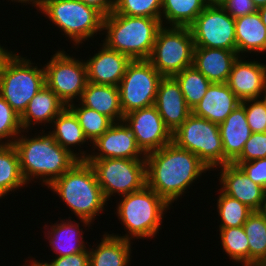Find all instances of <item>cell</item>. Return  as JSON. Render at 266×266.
I'll use <instances>...</instances> for the list:
<instances>
[{
    "mask_svg": "<svg viewBox=\"0 0 266 266\" xmlns=\"http://www.w3.org/2000/svg\"><path fill=\"white\" fill-rule=\"evenodd\" d=\"M235 36L239 56L266 53V26L258 11L235 19Z\"/></svg>",
    "mask_w": 266,
    "mask_h": 266,
    "instance_id": "484cf974",
    "label": "cell"
},
{
    "mask_svg": "<svg viewBox=\"0 0 266 266\" xmlns=\"http://www.w3.org/2000/svg\"><path fill=\"white\" fill-rule=\"evenodd\" d=\"M259 99L262 101V103L265 105V108H266V85H265L264 91L260 95Z\"/></svg>",
    "mask_w": 266,
    "mask_h": 266,
    "instance_id": "f907efd6",
    "label": "cell"
},
{
    "mask_svg": "<svg viewBox=\"0 0 266 266\" xmlns=\"http://www.w3.org/2000/svg\"><path fill=\"white\" fill-rule=\"evenodd\" d=\"M257 11L261 17L262 23L266 26V5L259 8Z\"/></svg>",
    "mask_w": 266,
    "mask_h": 266,
    "instance_id": "bcb514c9",
    "label": "cell"
},
{
    "mask_svg": "<svg viewBox=\"0 0 266 266\" xmlns=\"http://www.w3.org/2000/svg\"><path fill=\"white\" fill-rule=\"evenodd\" d=\"M218 126L225 165L232 163L241 154L246 141L252 134L247 122L245 106L242 103L239 104Z\"/></svg>",
    "mask_w": 266,
    "mask_h": 266,
    "instance_id": "44dd1931",
    "label": "cell"
},
{
    "mask_svg": "<svg viewBox=\"0 0 266 266\" xmlns=\"http://www.w3.org/2000/svg\"><path fill=\"white\" fill-rule=\"evenodd\" d=\"M217 212L220 217L219 228L239 227L247 221L248 216L253 212L247 205L224 194L218 189Z\"/></svg>",
    "mask_w": 266,
    "mask_h": 266,
    "instance_id": "e575fe53",
    "label": "cell"
},
{
    "mask_svg": "<svg viewBox=\"0 0 266 266\" xmlns=\"http://www.w3.org/2000/svg\"><path fill=\"white\" fill-rule=\"evenodd\" d=\"M123 121L133 133L137 145L148 154L172 142V133L165 126L155 105L124 115Z\"/></svg>",
    "mask_w": 266,
    "mask_h": 266,
    "instance_id": "5bb4252c",
    "label": "cell"
},
{
    "mask_svg": "<svg viewBox=\"0 0 266 266\" xmlns=\"http://www.w3.org/2000/svg\"><path fill=\"white\" fill-rule=\"evenodd\" d=\"M162 78L148 60H132L118 86L123 114L155 105Z\"/></svg>",
    "mask_w": 266,
    "mask_h": 266,
    "instance_id": "7c38bea8",
    "label": "cell"
},
{
    "mask_svg": "<svg viewBox=\"0 0 266 266\" xmlns=\"http://www.w3.org/2000/svg\"><path fill=\"white\" fill-rule=\"evenodd\" d=\"M22 130L20 115L0 95V144H13Z\"/></svg>",
    "mask_w": 266,
    "mask_h": 266,
    "instance_id": "8d00e7d4",
    "label": "cell"
},
{
    "mask_svg": "<svg viewBox=\"0 0 266 266\" xmlns=\"http://www.w3.org/2000/svg\"><path fill=\"white\" fill-rule=\"evenodd\" d=\"M66 107L59 97L46 85L30 100L26 110L20 116L23 130H33L35 125L51 124ZM32 125V128H31ZM34 125V126H33Z\"/></svg>",
    "mask_w": 266,
    "mask_h": 266,
    "instance_id": "d4e9b609",
    "label": "cell"
},
{
    "mask_svg": "<svg viewBox=\"0 0 266 266\" xmlns=\"http://www.w3.org/2000/svg\"><path fill=\"white\" fill-rule=\"evenodd\" d=\"M161 26L158 19L111 12L103 20L102 41L131 60H148Z\"/></svg>",
    "mask_w": 266,
    "mask_h": 266,
    "instance_id": "277c9868",
    "label": "cell"
},
{
    "mask_svg": "<svg viewBox=\"0 0 266 266\" xmlns=\"http://www.w3.org/2000/svg\"><path fill=\"white\" fill-rule=\"evenodd\" d=\"M71 218L61 219L60 223L58 220L50 225L47 233H44L47 240H49V246L57 255L55 257L69 256L88 249L85 245L88 242L85 243L83 240L85 231L80 227L78 220H71Z\"/></svg>",
    "mask_w": 266,
    "mask_h": 266,
    "instance_id": "cb8c5ba5",
    "label": "cell"
},
{
    "mask_svg": "<svg viewBox=\"0 0 266 266\" xmlns=\"http://www.w3.org/2000/svg\"><path fill=\"white\" fill-rule=\"evenodd\" d=\"M239 104L241 101L227 83H211L192 113L219 125Z\"/></svg>",
    "mask_w": 266,
    "mask_h": 266,
    "instance_id": "ffe728a7",
    "label": "cell"
},
{
    "mask_svg": "<svg viewBox=\"0 0 266 266\" xmlns=\"http://www.w3.org/2000/svg\"><path fill=\"white\" fill-rule=\"evenodd\" d=\"M92 166L106 201L123 196L147 185L145 159H87ZM115 194V195H114Z\"/></svg>",
    "mask_w": 266,
    "mask_h": 266,
    "instance_id": "30bf717a",
    "label": "cell"
},
{
    "mask_svg": "<svg viewBox=\"0 0 266 266\" xmlns=\"http://www.w3.org/2000/svg\"><path fill=\"white\" fill-rule=\"evenodd\" d=\"M92 144L93 145H91V147L93 148V152L89 155L87 159L146 158V154L137 145L133 133L124 121L114 122Z\"/></svg>",
    "mask_w": 266,
    "mask_h": 266,
    "instance_id": "9a60e30c",
    "label": "cell"
},
{
    "mask_svg": "<svg viewBox=\"0 0 266 266\" xmlns=\"http://www.w3.org/2000/svg\"><path fill=\"white\" fill-rule=\"evenodd\" d=\"M261 158H266V133H252L241 154L232 163L241 164Z\"/></svg>",
    "mask_w": 266,
    "mask_h": 266,
    "instance_id": "74e56055",
    "label": "cell"
},
{
    "mask_svg": "<svg viewBox=\"0 0 266 266\" xmlns=\"http://www.w3.org/2000/svg\"><path fill=\"white\" fill-rule=\"evenodd\" d=\"M218 168L220 190L253 211H258L262 204L264 188L254 183L236 164L228 163Z\"/></svg>",
    "mask_w": 266,
    "mask_h": 266,
    "instance_id": "ac0fdd59",
    "label": "cell"
},
{
    "mask_svg": "<svg viewBox=\"0 0 266 266\" xmlns=\"http://www.w3.org/2000/svg\"><path fill=\"white\" fill-rule=\"evenodd\" d=\"M46 0H36V10L38 11V8L40 7L41 4H43Z\"/></svg>",
    "mask_w": 266,
    "mask_h": 266,
    "instance_id": "f5cc1de1",
    "label": "cell"
},
{
    "mask_svg": "<svg viewBox=\"0 0 266 266\" xmlns=\"http://www.w3.org/2000/svg\"><path fill=\"white\" fill-rule=\"evenodd\" d=\"M243 229L249 243V266H266V218L253 211Z\"/></svg>",
    "mask_w": 266,
    "mask_h": 266,
    "instance_id": "4dcf8cb0",
    "label": "cell"
},
{
    "mask_svg": "<svg viewBox=\"0 0 266 266\" xmlns=\"http://www.w3.org/2000/svg\"><path fill=\"white\" fill-rule=\"evenodd\" d=\"M33 259L27 260V266H43L41 263L37 262L34 257Z\"/></svg>",
    "mask_w": 266,
    "mask_h": 266,
    "instance_id": "681fc988",
    "label": "cell"
},
{
    "mask_svg": "<svg viewBox=\"0 0 266 266\" xmlns=\"http://www.w3.org/2000/svg\"><path fill=\"white\" fill-rule=\"evenodd\" d=\"M195 44L189 27L162 25L148 61L163 77L193 66Z\"/></svg>",
    "mask_w": 266,
    "mask_h": 266,
    "instance_id": "ba28073f",
    "label": "cell"
},
{
    "mask_svg": "<svg viewBox=\"0 0 266 266\" xmlns=\"http://www.w3.org/2000/svg\"><path fill=\"white\" fill-rule=\"evenodd\" d=\"M39 11L64 32L62 35H66L75 47L103 32L104 16L79 0H46Z\"/></svg>",
    "mask_w": 266,
    "mask_h": 266,
    "instance_id": "8992f818",
    "label": "cell"
},
{
    "mask_svg": "<svg viewBox=\"0 0 266 266\" xmlns=\"http://www.w3.org/2000/svg\"><path fill=\"white\" fill-rule=\"evenodd\" d=\"M219 232L223 252L229 259L236 264L249 266V243L243 226L219 228Z\"/></svg>",
    "mask_w": 266,
    "mask_h": 266,
    "instance_id": "d6a6232c",
    "label": "cell"
},
{
    "mask_svg": "<svg viewBox=\"0 0 266 266\" xmlns=\"http://www.w3.org/2000/svg\"><path fill=\"white\" fill-rule=\"evenodd\" d=\"M239 56L234 62L227 85L239 100L259 99L266 85V64L244 60Z\"/></svg>",
    "mask_w": 266,
    "mask_h": 266,
    "instance_id": "2e32d148",
    "label": "cell"
},
{
    "mask_svg": "<svg viewBox=\"0 0 266 266\" xmlns=\"http://www.w3.org/2000/svg\"><path fill=\"white\" fill-rule=\"evenodd\" d=\"M258 211L266 218V189H264L262 204Z\"/></svg>",
    "mask_w": 266,
    "mask_h": 266,
    "instance_id": "f6af8a7d",
    "label": "cell"
},
{
    "mask_svg": "<svg viewBox=\"0 0 266 266\" xmlns=\"http://www.w3.org/2000/svg\"><path fill=\"white\" fill-rule=\"evenodd\" d=\"M238 57L237 51L195 47L193 66L211 83H227L232 66Z\"/></svg>",
    "mask_w": 266,
    "mask_h": 266,
    "instance_id": "7402d4cb",
    "label": "cell"
},
{
    "mask_svg": "<svg viewBox=\"0 0 266 266\" xmlns=\"http://www.w3.org/2000/svg\"><path fill=\"white\" fill-rule=\"evenodd\" d=\"M188 107L193 108L201 101L211 82L194 66L183 69L174 76Z\"/></svg>",
    "mask_w": 266,
    "mask_h": 266,
    "instance_id": "1f68e13d",
    "label": "cell"
},
{
    "mask_svg": "<svg viewBox=\"0 0 266 266\" xmlns=\"http://www.w3.org/2000/svg\"><path fill=\"white\" fill-rule=\"evenodd\" d=\"M31 61L27 56L23 57L16 52L7 61L0 75V95L20 116L30 100L45 85L44 67H38Z\"/></svg>",
    "mask_w": 266,
    "mask_h": 266,
    "instance_id": "52a82bcc",
    "label": "cell"
},
{
    "mask_svg": "<svg viewBox=\"0 0 266 266\" xmlns=\"http://www.w3.org/2000/svg\"><path fill=\"white\" fill-rule=\"evenodd\" d=\"M26 185L16 147L13 144H0V199Z\"/></svg>",
    "mask_w": 266,
    "mask_h": 266,
    "instance_id": "f1b7e54d",
    "label": "cell"
},
{
    "mask_svg": "<svg viewBox=\"0 0 266 266\" xmlns=\"http://www.w3.org/2000/svg\"><path fill=\"white\" fill-rule=\"evenodd\" d=\"M50 262H37L43 266H89V249L69 256L55 257Z\"/></svg>",
    "mask_w": 266,
    "mask_h": 266,
    "instance_id": "b9f144b4",
    "label": "cell"
},
{
    "mask_svg": "<svg viewBox=\"0 0 266 266\" xmlns=\"http://www.w3.org/2000/svg\"><path fill=\"white\" fill-rule=\"evenodd\" d=\"M44 64L45 85L69 106L79 102L88 83L85 60L70 56L64 49L54 51Z\"/></svg>",
    "mask_w": 266,
    "mask_h": 266,
    "instance_id": "8fae6325",
    "label": "cell"
},
{
    "mask_svg": "<svg viewBox=\"0 0 266 266\" xmlns=\"http://www.w3.org/2000/svg\"><path fill=\"white\" fill-rule=\"evenodd\" d=\"M51 125H53L51 126L53 130L51 131L50 129L49 132L55 137L56 142L61 147L72 153L78 160H87L90 153L87 152L88 150L84 151L80 148H84L81 146L86 142L90 146L89 141L84 135L77 116L68 106L58 114ZM76 146L80 147L78 152L73 150V147L76 148Z\"/></svg>",
    "mask_w": 266,
    "mask_h": 266,
    "instance_id": "603a6c76",
    "label": "cell"
},
{
    "mask_svg": "<svg viewBox=\"0 0 266 266\" xmlns=\"http://www.w3.org/2000/svg\"><path fill=\"white\" fill-rule=\"evenodd\" d=\"M12 2H17V3H21V4H23V5H27V4H32V7L34 6V7H36V0H11ZM8 2H9V0H8Z\"/></svg>",
    "mask_w": 266,
    "mask_h": 266,
    "instance_id": "7dc6e473",
    "label": "cell"
},
{
    "mask_svg": "<svg viewBox=\"0 0 266 266\" xmlns=\"http://www.w3.org/2000/svg\"><path fill=\"white\" fill-rule=\"evenodd\" d=\"M238 165L254 182L266 189V158L242 162Z\"/></svg>",
    "mask_w": 266,
    "mask_h": 266,
    "instance_id": "ab89813d",
    "label": "cell"
},
{
    "mask_svg": "<svg viewBox=\"0 0 266 266\" xmlns=\"http://www.w3.org/2000/svg\"><path fill=\"white\" fill-rule=\"evenodd\" d=\"M223 0H205L208 5L220 4Z\"/></svg>",
    "mask_w": 266,
    "mask_h": 266,
    "instance_id": "816d5d0a",
    "label": "cell"
},
{
    "mask_svg": "<svg viewBox=\"0 0 266 266\" xmlns=\"http://www.w3.org/2000/svg\"><path fill=\"white\" fill-rule=\"evenodd\" d=\"M172 142L194 153L210 171L224 165L219 126L205 118L191 113L172 133Z\"/></svg>",
    "mask_w": 266,
    "mask_h": 266,
    "instance_id": "9c48e42d",
    "label": "cell"
},
{
    "mask_svg": "<svg viewBox=\"0 0 266 266\" xmlns=\"http://www.w3.org/2000/svg\"><path fill=\"white\" fill-rule=\"evenodd\" d=\"M117 203L116 215L124 226L125 235H111L126 239H151L162 229L164 214L171 206L147 185L123 196ZM133 238V239H132Z\"/></svg>",
    "mask_w": 266,
    "mask_h": 266,
    "instance_id": "5b68a950",
    "label": "cell"
},
{
    "mask_svg": "<svg viewBox=\"0 0 266 266\" xmlns=\"http://www.w3.org/2000/svg\"><path fill=\"white\" fill-rule=\"evenodd\" d=\"M84 4L98 10L104 17L114 11L115 0H79Z\"/></svg>",
    "mask_w": 266,
    "mask_h": 266,
    "instance_id": "7bdbcfd3",
    "label": "cell"
},
{
    "mask_svg": "<svg viewBox=\"0 0 266 266\" xmlns=\"http://www.w3.org/2000/svg\"><path fill=\"white\" fill-rule=\"evenodd\" d=\"M189 28L195 47L237 51L235 19L219 4L207 5Z\"/></svg>",
    "mask_w": 266,
    "mask_h": 266,
    "instance_id": "4fadbf2b",
    "label": "cell"
},
{
    "mask_svg": "<svg viewBox=\"0 0 266 266\" xmlns=\"http://www.w3.org/2000/svg\"><path fill=\"white\" fill-rule=\"evenodd\" d=\"M93 56L85 60L88 82L98 85L119 86L128 64V56L108 48L104 43Z\"/></svg>",
    "mask_w": 266,
    "mask_h": 266,
    "instance_id": "e0dca14e",
    "label": "cell"
},
{
    "mask_svg": "<svg viewBox=\"0 0 266 266\" xmlns=\"http://www.w3.org/2000/svg\"><path fill=\"white\" fill-rule=\"evenodd\" d=\"M155 106L165 126L173 133L192 113L174 77H163L158 85Z\"/></svg>",
    "mask_w": 266,
    "mask_h": 266,
    "instance_id": "d6986e66",
    "label": "cell"
},
{
    "mask_svg": "<svg viewBox=\"0 0 266 266\" xmlns=\"http://www.w3.org/2000/svg\"><path fill=\"white\" fill-rule=\"evenodd\" d=\"M147 186L170 206L184 196L209 168L192 152L174 142L146 154Z\"/></svg>",
    "mask_w": 266,
    "mask_h": 266,
    "instance_id": "6da1fadb",
    "label": "cell"
},
{
    "mask_svg": "<svg viewBox=\"0 0 266 266\" xmlns=\"http://www.w3.org/2000/svg\"><path fill=\"white\" fill-rule=\"evenodd\" d=\"M68 107L77 116L84 135L90 144L99 138L114 123L106 115L96 110L89 109L80 102H78V104L72 103Z\"/></svg>",
    "mask_w": 266,
    "mask_h": 266,
    "instance_id": "836d02e7",
    "label": "cell"
},
{
    "mask_svg": "<svg viewBox=\"0 0 266 266\" xmlns=\"http://www.w3.org/2000/svg\"><path fill=\"white\" fill-rule=\"evenodd\" d=\"M219 5L234 19L258 10L252 0H223Z\"/></svg>",
    "mask_w": 266,
    "mask_h": 266,
    "instance_id": "60d3db41",
    "label": "cell"
},
{
    "mask_svg": "<svg viewBox=\"0 0 266 266\" xmlns=\"http://www.w3.org/2000/svg\"><path fill=\"white\" fill-rule=\"evenodd\" d=\"M79 102L89 109L106 115L113 122H121L124 119L118 86L88 82Z\"/></svg>",
    "mask_w": 266,
    "mask_h": 266,
    "instance_id": "83f0119b",
    "label": "cell"
},
{
    "mask_svg": "<svg viewBox=\"0 0 266 266\" xmlns=\"http://www.w3.org/2000/svg\"><path fill=\"white\" fill-rule=\"evenodd\" d=\"M162 0H115L114 13L161 20Z\"/></svg>",
    "mask_w": 266,
    "mask_h": 266,
    "instance_id": "d590c367",
    "label": "cell"
},
{
    "mask_svg": "<svg viewBox=\"0 0 266 266\" xmlns=\"http://www.w3.org/2000/svg\"><path fill=\"white\" fill-rule=\"evenodd\" d=\"M246 118L252 133H266V108L260 99L245 100Z\"/></svg>",
    "mask_w": 266,
    "mask_h": 266,
    "instance_id": "f35d334b",
    "label": "cell"
},
{
    "mask_svg": "<svg viewBox=\"0 0 266 266\" xmlns=\"http://www.w3.org/2000/svg\"><path fill=\"white\" fill-rule=\"evenodd\" d=\"M207 5L205 0H162L160 22L164 26L189 27Z\"/></svg>",
    "mask_w": 266,
    "mask_h": 266,
    "instance_id": "f546056e",
    "label": "cell"
},
{
    "mask_svg": "<svg viewBox=\"0 0 266 266\" xmlns=\"http://www.w3.org/2000/svg\"><path fill=\"white\" fill-rule=\"evenodd\" d=\"M48 188L68 205L70 211L83 223L81 226L85 230L92 226L96 216L102 214L108 204L95 172L86 160H78Z\"/></svg>",
    "mask_w": 266,
    "mask_h": 266,
    "instance_id": "3957f363",
    "label": "cell"
},
{
    "mask_svg": "<svg viewBox=\"0 0 266 266\" xmlns=\"http://www.w3.org/2000/svg\"><path fill=\"white\" fill-rule=\"evenodd\" d=\"M25 132L28 134V130H22L13 145L17 149L20 169L27 184L38 179L39 183L48 187L78 161L56 142L49 131L47 134L42 130L40 135L32 137H27Z\"/></svg>",
    "mask_w": 266,
    "mask_h": 266,
    "instance_id": "7a4b0ae2",
    "label": "cell"
},
{
    "mask_svg": "<svg viewBox=\"0 0 266 266\" xmlns=\"http://www.w3.org/2000/svg\"><path fill=\"white\" fill-rule=\"evenodd\" d=\"M14 53V51L8 50L0 44V75L3 72L7 61L14 55Z\"/></svg>",
    "mask_w": 266,
    "mask_h": 266,
    "instance_id": "ee69618b",
    "label": "cell"
},
{
    "mask_svg": "<svg viewBox=\"0 0 266 266\" xmlns=\"http://www.w3.org/2000/svg\"><path fill=\"white\" fill-rule=\"evenodd\" d=\"M101 242L93 246L88 245L89 266H128L131 261V243L126 240L106 232L102 235ZM93 247V248H92Z\"/></svg>",
    "mask_w": 266,
    "mask_h": 266,
    "instance_id": "4316f807",
    "label": "cell"
},
{
    "mask_svg": "<svg viewBox=\"0 0 266 266\" xmlns=\"http://www.w3.org/2000/svg\"><path fill=\"white\" fill-rule=\"evenodd\" d=\"M256 7L259 9L266 5V0H252Z\"/></svg>",
    "mask_w": 266,
    "mask_h": 266,
    "instance_id": "c3c4849f",
    "label": "cell"
}]
</instances>
